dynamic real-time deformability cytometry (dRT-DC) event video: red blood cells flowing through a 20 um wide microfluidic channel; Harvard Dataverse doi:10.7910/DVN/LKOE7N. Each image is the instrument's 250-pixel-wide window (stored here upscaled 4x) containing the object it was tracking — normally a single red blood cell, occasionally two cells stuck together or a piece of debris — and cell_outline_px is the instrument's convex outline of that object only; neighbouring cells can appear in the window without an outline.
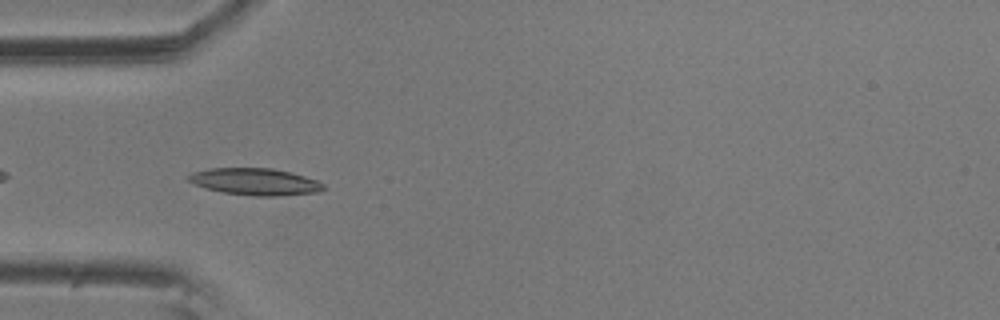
{"species": "common noctule bat (a hibernating species)", "species_latin": "Nyctalus noctula", "temperature_condition": "room temperature", "stored_images_in_passage": 42, "camera_frame_rate_fps": 3000, "um_per_image_px": 0.085, "animal": {"sex": "male", "body_mass_g": 20.5, "forearm_length_mm": 52.5}, "frame": {"image": 1, "passage_image": 3, "time_ms": 0.667, "image_size_px": [1000, 320], "cell_outline_px": [[328, 188], [320, 192], [280, 196], [252, 196], [224, 192], [204, 188], [192, 184], [184, 176], [192, 172], [208, 168], [272, 168], [304, 176], [316, 180], [324, 184]], "centroid_in_image_um": [21.66, 15.45], "position_along_channel_um": 63.3, "area_um2": 21.44}}
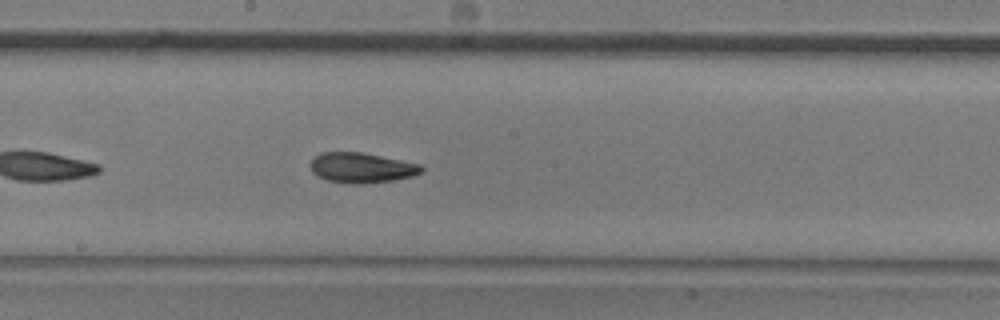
{"frame": {"image": 2, "passage_image": 16, "time_ms": 5.0, "image_size_px": [1000, 320], "cell_outline_px": [[424, 172], [412, 176], [392, 180], [364, 184], [352, 184], [324, 180], [316, 176], [312, 172], [312, 156], [320, 152], [360, 152], [420, 164], [424, 168]], "centroid_in_image_um": [30.7, 14.26], "position_along_channel_um": 217.5, "area_um2": 19.59}}
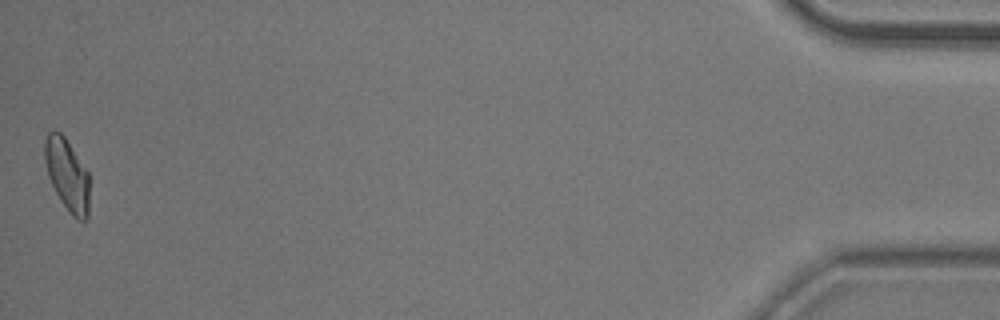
{"frame": {"image": 3, "passage_image": 42, "time_ms": 13.667, "image_size_px": [1000, 320], "cell_outline_px": [[88, 216], [84, 220], [76, 220], [72, 216], [60, 200], [48, 176], [44, 160], [44, 140], [48, 132], [52, 128], [60, 132], [64, 136], [88, 172]], "centroid_in_image_um": [5.68, 14.82], "position_along_channel_um": 429.5, "area_um2": 18.73}, "authors_computed_cell_mechanics": {"area_um2": 19.2185, "velocity_mm_per_s": 3.5525, "shape_relaxation_time_tau1_ms": 4.1906, "shape_relaxation_time_tau2_ms": 3.1146, "deformation_change_tau1": 0.1545, "deformation_change_tau2": 0.0954}}